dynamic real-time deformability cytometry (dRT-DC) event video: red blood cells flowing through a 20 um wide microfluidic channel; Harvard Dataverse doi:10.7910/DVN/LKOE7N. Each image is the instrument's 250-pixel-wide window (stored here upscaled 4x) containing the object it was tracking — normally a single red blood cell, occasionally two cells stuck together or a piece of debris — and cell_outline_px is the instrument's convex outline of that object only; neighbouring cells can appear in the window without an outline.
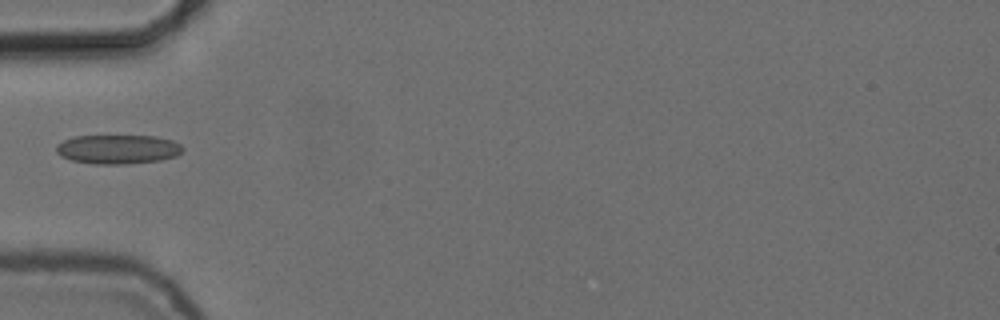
{"species": "common noctule bat (a hibernating species)", "species_latin": "Nyctalus noctula", "temperature_condition": "cold", "stored_images_in_passage": 7, "camera_frame_rate_fps": 3000, "um_per_image_px": 0.085, "animal": {"sex": "female", "body_mass_g": 24.6, "forearm_length_mm": 56.2}, "frame": {"image": 1, "passage_image": 1, "time_ms": 0.0, "image_size_px": [1000, 320], "cell_outline_px": [[184, 148], [176, 156], [160, 160], [128, 164], [92, 164], [72, 160], [60, 156], [56, 152], [56, 144], [64, 140], [76, 136], [156, 136], [172, 140], [180, 144]], "centroid_in_image_um": [10.01, 12.69], "position_along_channel_um": 75.0, "area_um2": 21.56}}
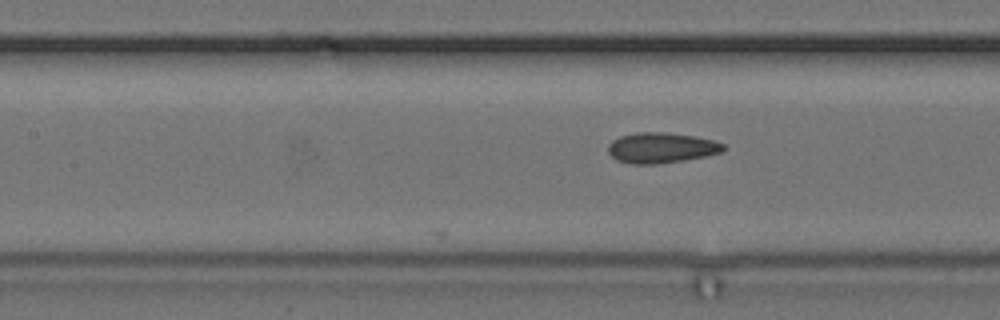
{"frame": {"image": 2, "passage_image": 7, "time_ms": 2.0, "image_size_px": [1000, 320], "cell_outline_px": [[724, 148], [720, 152], [708, 156], [684, 160], [656, 164], [632, 164], [616, 160], [608, 152], [608, 144], [612, 140], [620, 136], [636, 132], [664, 132], [696, 136], [716, 140], [724, 144]], "centroid_in_image_um": [56.21, 12.56], "position_along_channel_um": 151.2, "area_um2": 20.63}}